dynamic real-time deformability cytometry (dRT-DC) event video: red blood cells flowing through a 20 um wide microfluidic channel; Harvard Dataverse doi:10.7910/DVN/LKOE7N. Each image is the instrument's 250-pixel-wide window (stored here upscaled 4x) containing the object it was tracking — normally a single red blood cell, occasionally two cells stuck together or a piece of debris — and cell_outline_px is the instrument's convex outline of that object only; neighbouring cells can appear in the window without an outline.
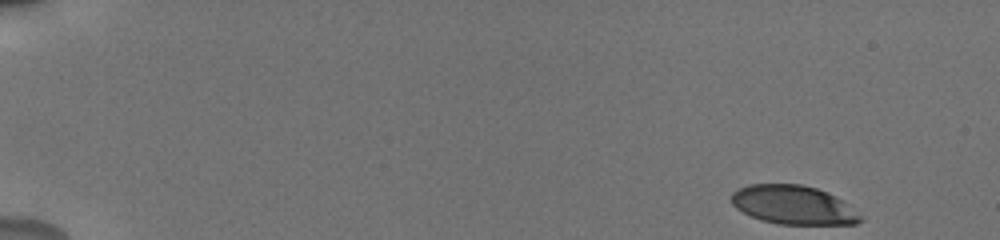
{"species": "human", "species_latin": "Homo sapiens", "temperature_condition": "cold", "stored_images_in_passage": 27, "camera_frame_rate_fps": 3000, "um_per_image_px": 0.085, "donor": {"sex": "male"}, "frame": {"image": 1, "passage_image": 1, "time_ms": 0.0, "image_size_px": [1000, 240], "cell_outline_px": [[864, 220], [856, 224], [780, 224], [760, 220], [736, 208], [732, 204], [732, 192], [748, 184], [800, 184], [816, 188], [840, 200], [864, 216]], "centroid_in_image_um": [67.43, 17.43], "position_along_channel_um": 17.6, "area_um2": 28.9}}
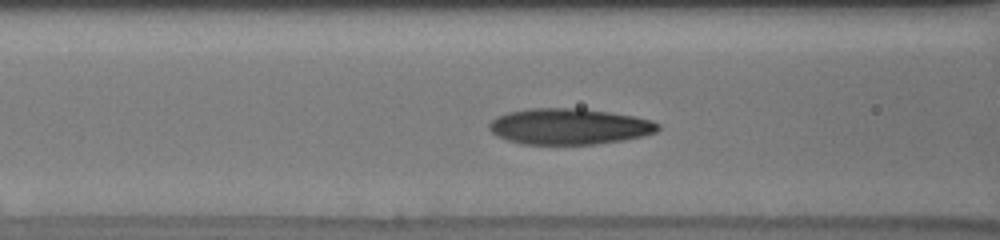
{"frame": {"image": 2, "passage_image": 18, "time_ms": 5.667, "image_size_px": [1000, 240], "cell_outline_px": [[660, 128], [656, 132], [644, 136], [596, 144], [520, 144], [496, 136], [488, 128], [488, 124], [496, 116], [508, 112], [528, 108], [584, 108], [632, 116], [652, 120], [660, 124]], "centroid_in_image_um": [48.36, 10.74], "position_along_channel_um": 118.2, "area_um2": 35.55}}
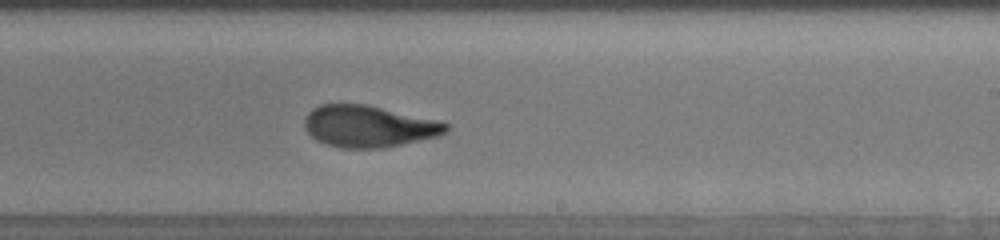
{"frame": {"image": 3, "passage_image": 27, "time_ms": 8.667, "image_size_px": [1000, 240], "cell_outline_px": [[448, 128], [440, 136], [384, 148], [340, 148], [316, 140], [304, 128], [304, 116], [312, 108], [320, 104], [364, 104], [440, 120], [448, 124]], "centroid_in_image_um": [31.32, 10.73], "position_along_channel_um": 257.7, "area_um2": 34.51}}